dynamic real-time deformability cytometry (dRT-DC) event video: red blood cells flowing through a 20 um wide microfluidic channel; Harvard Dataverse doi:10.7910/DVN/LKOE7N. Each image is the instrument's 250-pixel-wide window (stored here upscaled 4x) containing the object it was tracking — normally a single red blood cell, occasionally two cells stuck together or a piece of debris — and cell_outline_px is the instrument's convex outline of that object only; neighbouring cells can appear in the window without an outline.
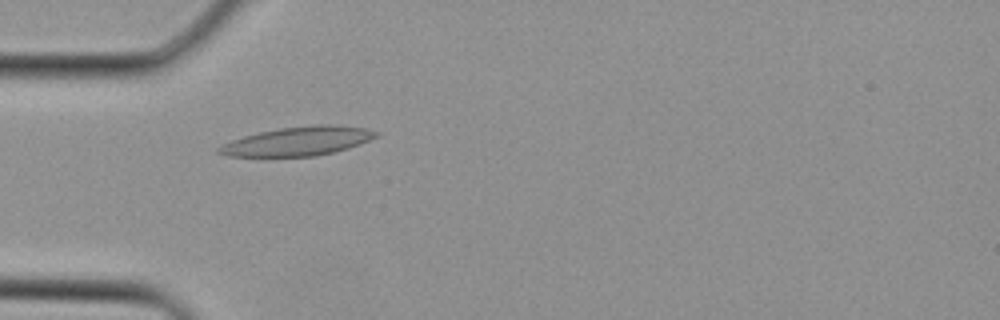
{"species": "Egyptian fruit bat (a non-hibernating species)", "species_latin": "Rousettus aegyptiacus", "temperature_condition": "cold", "stored_images_in_passage": 4, "camera_frame_rate_fps": 3000, "um_per_image_px": 0.085, "animal": {"sex": "female"}, "frame": {"image": 1, "passage_image": 4, "time_ms": 1.0, "image_size_px": [1000, 320], "cell_outline_px": [[380, 136], [348, 148], [316, 156], [228, 156], [216, 152], [216, 148], [232, 140], [244, 136], [260, 132], [280, 128], [316, 124], [332, 124], [364, 128], [380, 132]], "centroid_in_image_um": [25.35, 11.99], "position_along_channel_um": 59.6, "area_um2": 26.36}}